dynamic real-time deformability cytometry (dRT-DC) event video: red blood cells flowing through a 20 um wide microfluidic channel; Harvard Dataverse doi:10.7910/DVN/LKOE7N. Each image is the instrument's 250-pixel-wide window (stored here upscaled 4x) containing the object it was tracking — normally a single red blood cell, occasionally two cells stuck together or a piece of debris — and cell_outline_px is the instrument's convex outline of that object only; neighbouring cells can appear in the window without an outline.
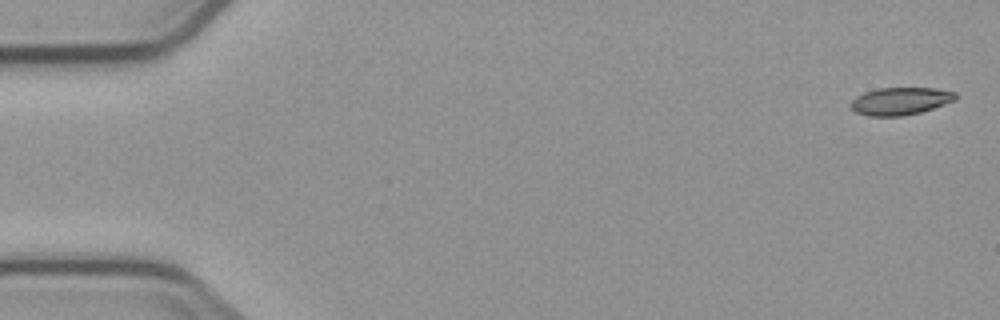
{"species": "common noctule bat (a hibernating species)", "species_latin": "Nyctalus noctula", "temperature_condition": "cold", "stored_images_in_passage": 4, "camera_frame_rate_fps": 3000, "um_per_image_px": 0.085, "animal": {"sex": "male", "body_mass_g": 23.1, "forearm_length_mm": 52.7}, "frame": {"image": 1, "passage_image": 1, "time_ms": 0.0, "image_size_px": [1000, 320], "cell_outline_px": [[956, 100], [920, 112], [904, 116], [868, 116], [856, 112], [848, 104], [856, 96], [864, 92], [880, 88], [936, 88], [956, 92]], "centroid_in_image_um": [76.51, 8.59], "position_along_channel_um": 8.5, "area_um2": 16.82}}